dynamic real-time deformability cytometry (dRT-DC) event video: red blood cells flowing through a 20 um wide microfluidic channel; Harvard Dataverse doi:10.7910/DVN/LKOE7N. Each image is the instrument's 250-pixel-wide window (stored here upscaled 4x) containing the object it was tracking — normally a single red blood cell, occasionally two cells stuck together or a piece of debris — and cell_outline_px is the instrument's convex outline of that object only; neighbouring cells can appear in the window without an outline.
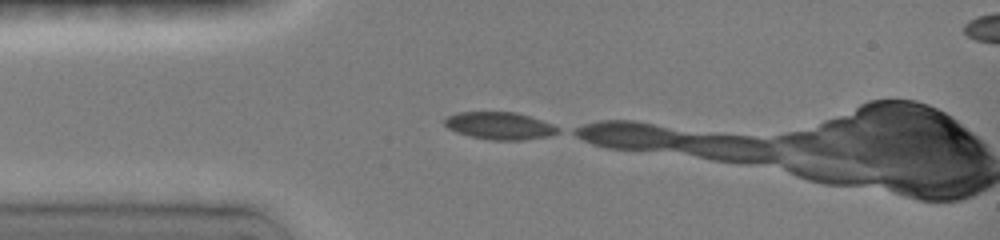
{"species": "common noctule bat (a hibernating species)", "species_latin": "Nyctalus noctula", "temperature_condition": "room temperature", "stored_images_in_passage": 3, "camera_frame_rate_fps": 3000, "um_per_image_px": 0.085, "animal": {"sex": "female", "body_mass_g": 19.0, "forearm_length_mm": 51.5}, "frame": {"image": 1, "passage_image": 1, "time_ms": 0.0, "image_size_px": [1000, 240], "cell_outline_px": [[560, 132], [548, 136], [524, 140], [492, 140], [472, 136], [456, 132], [448, 128], [444, 124], [444, 120], [448, 116], [456, 112], [516, 112], [552, 124], [560, 128]], "centroid_in_image_um": [42.47, 10.69], "position_along_channel_um": 42.5, "area_um2": 17.98}}